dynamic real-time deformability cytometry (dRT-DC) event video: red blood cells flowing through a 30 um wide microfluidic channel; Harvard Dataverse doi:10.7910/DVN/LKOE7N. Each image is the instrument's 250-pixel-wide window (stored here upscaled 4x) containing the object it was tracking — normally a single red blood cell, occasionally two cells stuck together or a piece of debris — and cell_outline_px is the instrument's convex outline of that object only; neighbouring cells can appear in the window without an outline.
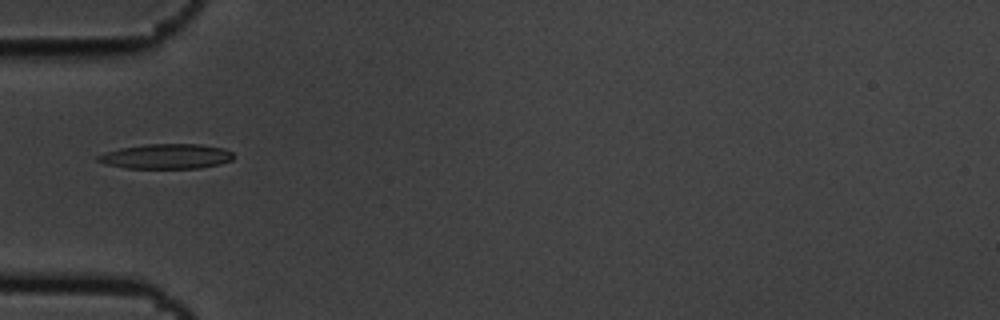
{"species": "common noctule bat (a hibernating species)", "species_latin": "Nyctalus noctula", "temperature_condition": "cold", "stored_images_in_passage": 9, "camera_frame_rate_fps": 3000, "um_per_image_px": 0.085, "animal": {"sex": "male", "body_mass_g": 19.5, "forearm_length_mm": 54.6}, "frame": {"image": 1, "passage_image": 4, "time_ms": 1.0, "image_size_px": [1000, 320], "cell_outline_px": [[232, 160], [220, 164], [200, 168], [128, 168], [104, 164], [96, 160], [96, 156], [120, 148], [144, 144], [200, 144], [224, 148], [232, 152]], "centroid_in_image_um": [14.14, 13.29], "position_along_channel_um": 70.9, "area_um2": 19.65}}
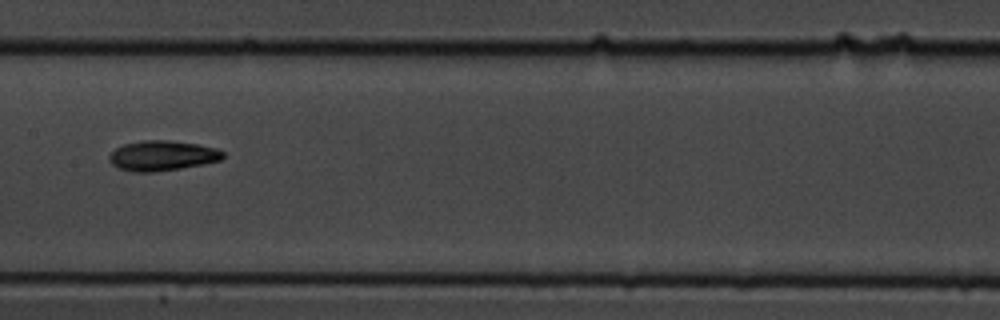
{"frame": {"image": 2, "passage_image": 7, "time_ms": 2.0, "image_size_px": [1000, 320], "cell_outline_px": [[224, 156], [220, 160], [204, 164], [156, 172], [132, 172], [120, 168], [112, 164], [108, 160], [108, 156], [116, 148], [124, 144], [144, 140], [168, 140], [196, 144], [216, 148], [224, 152]], "centroid_in_image_um": [13.78, 13.23], "position_along_channel_um": 193.6, "area_um2": 19.88}}
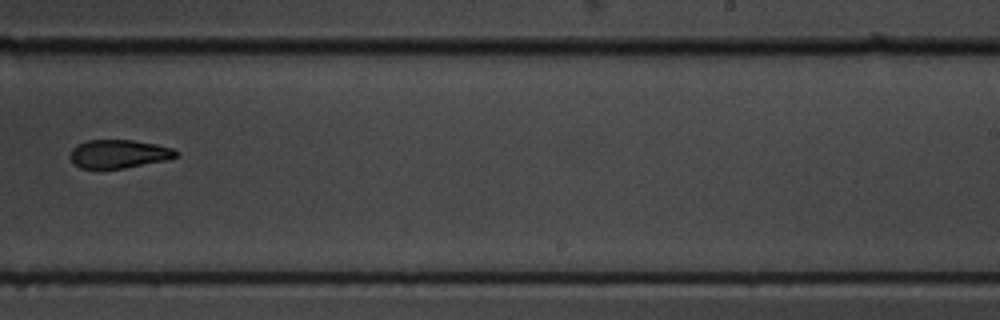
{"frame": {"image": 3, "passage_image": 9, "time_ms": 2.667, "image_size_px": [1000, 320], "cell_outline_px": [[176, 156], [168, 160], [124, 168], [80, 168], [72, 164], [68, 156], [72, 148], [76, 144], [88, 140], [132, 140], [156, 144], [172, 148], [176, 152]], "centroid_in_image_um": [10.03, 13.08], "position_along_channel_um": 279.0, "area_um2": 17.63}}